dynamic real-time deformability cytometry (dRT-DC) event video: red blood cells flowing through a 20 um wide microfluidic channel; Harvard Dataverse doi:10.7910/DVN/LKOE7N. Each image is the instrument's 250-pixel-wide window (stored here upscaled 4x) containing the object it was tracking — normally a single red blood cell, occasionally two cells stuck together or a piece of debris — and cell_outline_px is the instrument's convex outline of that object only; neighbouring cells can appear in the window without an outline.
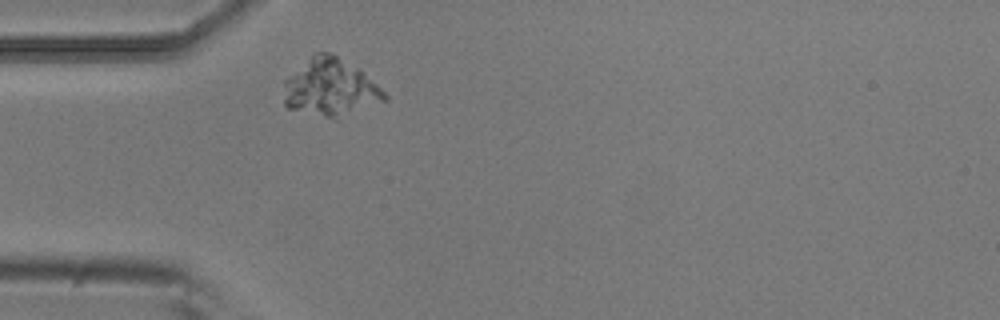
{"species": "common noctule bat (a hibernating species)", "species_latin": "Nyctalus noctula", "temperature_condition": "room temperature", "stored_images_in_passage": 1, "camera_frame_rate_fps": 3000, "um_per_image_px": 0.085, "animal": {"sex": "male", "body_mass_g": 20.5, "forearm_length_mm": 52.5}, "frame": {"image": 1, "passage_image": 1, "time_ms": 0.0, "image_size_px": [1000, 320], "cell_outline_px": [[388, 100], [336, 120], [288, 108], [284, 104], [284, 80], [316, 52], [328, 52], [360, 68], [388, 96]], "centroid_in_image_um": [28.11, 7.48], "position_along_channel_um": 56.9, "area_um2": 33.7}}